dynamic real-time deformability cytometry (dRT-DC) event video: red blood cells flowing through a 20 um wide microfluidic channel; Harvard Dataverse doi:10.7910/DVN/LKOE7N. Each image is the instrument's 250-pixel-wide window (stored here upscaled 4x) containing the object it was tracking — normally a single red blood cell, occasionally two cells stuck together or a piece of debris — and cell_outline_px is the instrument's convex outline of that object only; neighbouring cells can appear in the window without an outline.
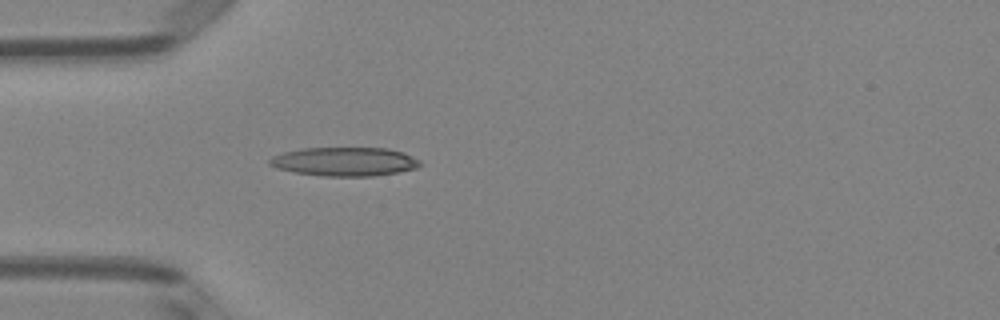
{"species": "Egyptian fruit bat (a non-hibernating species)", "species_latin": "Rousettus aegyptiacus", "temperature_condition": "room temperature", "stored_images_in_passage": 9, "camera_frame_rate_fps": 3000, "um_per_image_px": 0.085, "animal": {"sex": "female"}, "frame": {"image": 1, "passage_image": 3, "time_ms": 0.667, "image_size_px": [1000, 320], "cell_outline_px": [[420, 164], [416, 168], [396, 172], [372, 176], [324, 176], [296, 172], [276, 168], [268, 164], [268, 160], [272, 156], [284, 152], [300, 148], [388, 148], [404, 152], [420, 160]], "centroid_in_image_um": [29.27, 13.73], "position_along_channel_um": 55.7, "area_um2": 25.2}}
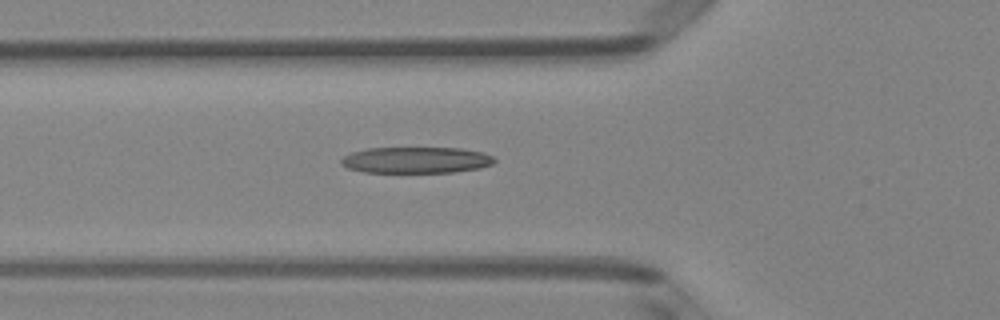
{"frame": {"image": 2, "passage_image": 6, "time_ms": 1.667, "image_size_px": [1000, 320], "cell_outline_px": [[496, 160], [492, 164], [480, 168], [452, 172], [364, 172], [348, 168], [340, 164], [340, 160], [344, 156], [352, 152], [368, 148], [460, 148], [484, 152], [492, 156]], "centroid_in_image_um": [35.37, 13.6], "position_along_channel_um": 90.4, "area_um2": 23.41}}